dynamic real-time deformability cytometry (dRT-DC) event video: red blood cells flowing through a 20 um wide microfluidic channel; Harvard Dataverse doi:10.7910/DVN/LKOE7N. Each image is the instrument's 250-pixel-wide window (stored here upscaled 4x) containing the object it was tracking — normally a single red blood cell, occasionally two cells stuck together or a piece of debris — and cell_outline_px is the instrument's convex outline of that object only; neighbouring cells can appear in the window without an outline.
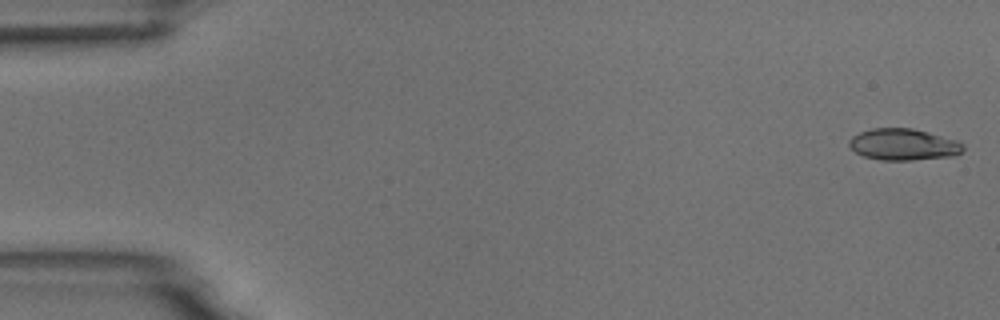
{"species": "common noctule bat (a hibernating species)", "species_latin": "Nyctalus noctula", "temperature_condition": "room temperature", "stored_images_in_passage": 54, "camera_frame_rate_fps": 3000, "um_per_image_px": 0.085, "animal": {"sex": "male", "body_mass_g": 18.8}, "frame": {"image": 1, "passage_image": 1, "time_ms": 0.0, "image_size_px": [1000, 320], "cell_outline_px": [[964, 148], [956, 156], [912, 160], [880, 160], [864, 156], [856, 152], [848, 144], [848, 140], [852, 136], [860, 132], [872, 128], [912, 128], [960, 140], [964, 144]], "centroid_in_image_um": [76.82, 12.28], "position_along_channel_um": 8.2, "area_um2": 21.15}}
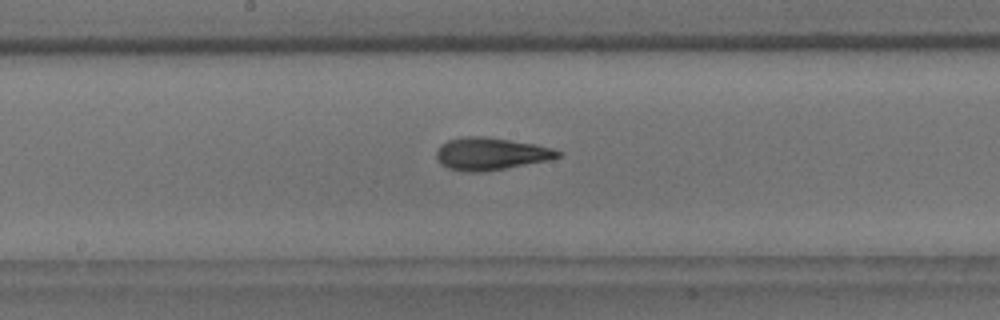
{"frame": {"image": 2, "passage_image": 28, "time_ms": 9.0, "image_size_px": [1000, 320], "cell_outline_px": [[560, 156], [548, 160], [504, 168], [480, 172], [464, 172], [448, 168], [440, 164], [436, 160], [436, 152], [440, 144], [448, 140], [464, 136], [484, 136], [536, 144], [552, 148], [560, 152]], "centroid_in_image_um": [41.65, 13.07], "position_along_channel_um": 206.6, "area_um2": 22.89}}
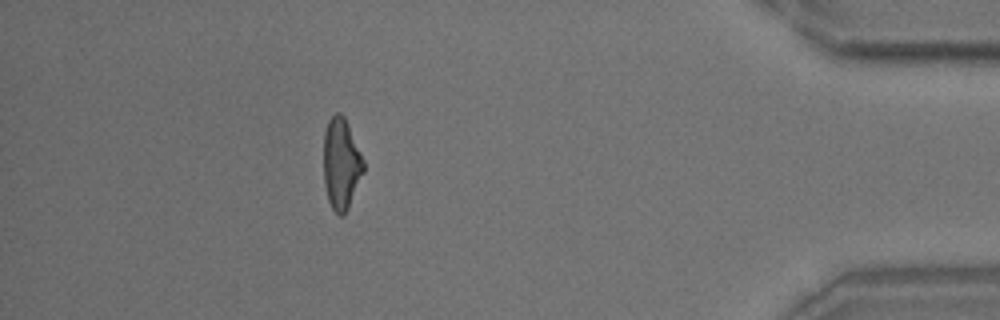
{"frame": {"image": 3, "passage_image": 48, "time_ms": 15.667, "image_size_px": [1000, 320], "cell_outline_px": [[364, 172], [348, 208], [344, 216], [340, 216], [332, 208], [328, 200], [324, 184], [324, 132], [328, 120], [336, 112], [340, 112], [344, 116], [348, 124], [364, 160]], "centroid_in_image_um": [29.0, 13.92], "position_along_channel_um": 406.2, "area_um2": 21.27}, "authors_computed_cell_mechanics": {"area_um2": 21.675, "velocity_mm_per_s": 3.7329, "shape_relaxation_time_tau1_ms": 4.5223, "shape_relaxation_time_tau2_ms": 2.0348, "deformation_change_tau1": 0.1611, "deformation_change_tau2": 0.0955}}